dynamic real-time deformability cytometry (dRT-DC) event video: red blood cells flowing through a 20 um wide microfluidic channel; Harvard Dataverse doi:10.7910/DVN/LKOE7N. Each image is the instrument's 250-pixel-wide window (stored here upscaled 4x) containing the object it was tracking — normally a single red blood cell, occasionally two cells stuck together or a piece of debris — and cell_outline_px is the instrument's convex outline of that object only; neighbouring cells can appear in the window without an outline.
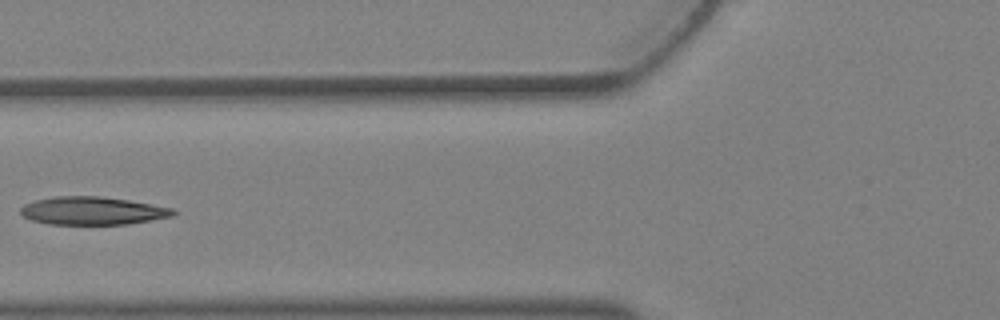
{"species": "Egyptian fruit bat (a non-hibernating species)", "species_latin": "Rousettus aegyptiacus", "temperature_condition": "warm", "stored_images_in_passage": 6, "camera_frame_rate_fps": 3000, "um_per_image_px": 0.085, "animal": {"sex": "female"}, "frame": {"image": 1, "passage_image": 6, "time_ms": 1.667, "image_size_px": [1000, 320], "cell_outline_px": [[176, 212], [172, 216], [128, 224], [48, 224], [32, 220], [24, 216], [20, 212], [20, 208], [24, 204], [36, 200], [56, 196], [100, 196], [128, 200], [176, 208]], "centroid_in_image_um": [7.88, 17.91], "position_along_channel_um": 117.9, "area_um2": 24.85}}